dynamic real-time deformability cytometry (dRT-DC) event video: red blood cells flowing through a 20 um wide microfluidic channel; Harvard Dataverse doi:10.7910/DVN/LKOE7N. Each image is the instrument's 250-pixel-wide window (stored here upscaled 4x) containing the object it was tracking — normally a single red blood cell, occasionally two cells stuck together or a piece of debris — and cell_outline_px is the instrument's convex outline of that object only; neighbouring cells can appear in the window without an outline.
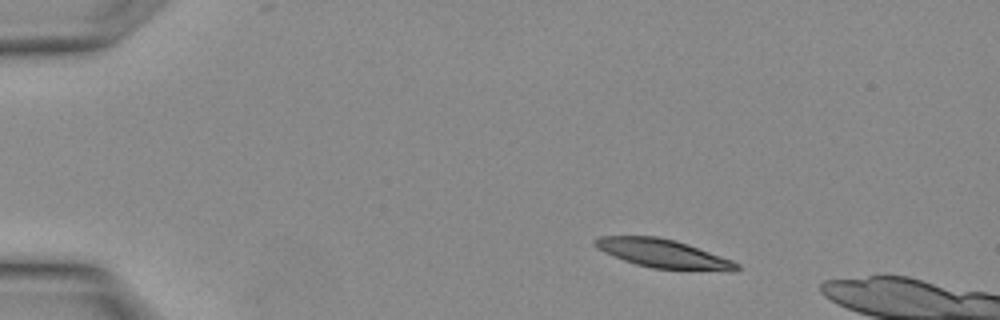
{"species": "Egyptian fruit bat (a non-hibernating species)", "species_latin": "Rousettus aegyptiacus", "temperature_condition": "warm", "stored_images_in_passage": 28, "camera_frame_rate_fps": 3000, "um_per_image_px": 0.085, "animal": {"sex": "female"}, "frame": {"image": 1, "passage_image": 4, "time_ms": 1.0, "image_size_px": [1000, 320], "cell_outline_px": [[740, 268], [736, 272], [728, 272], [652, 268], [636, 264], [624, 260], [604, 252], [596, 248], [592, 244], [592, 240], [600, 236], [656, 236], [676, 240], [688, 244], [732, 260], [740, 264]], "centroid_in_image_um": [56.4, 21.57], "position_along_channel_um": 28.6, "area_um2": 23.93}}
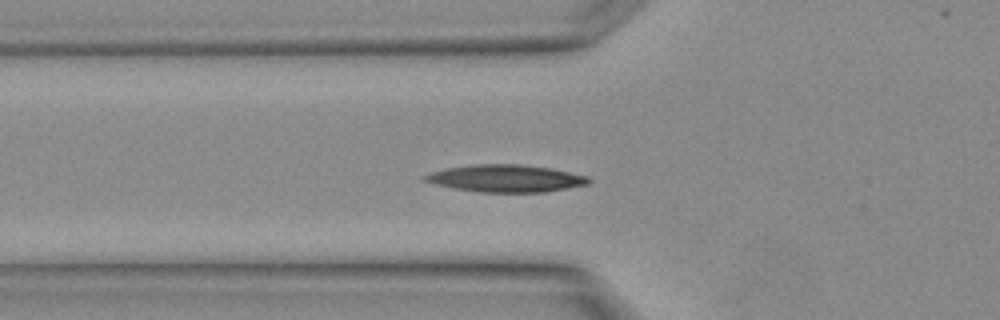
{"frame": {"image": 2, "passage_image": 10, "time_ms": 3.0, "image_size_px": [1000, 320], "cell_outline_px": [[592, 184], [544, 192], [476, 192], [452, 188], [420, 180], [424, 176], [432, 172], [448, 168], [472, 164], [520, 164], [548, 168], [588, 176], [592, 180]], "centroid_in_image_um": [43.0, 15.17], "position_along_channel_um": 82.8, "area_um2": 26.07}}
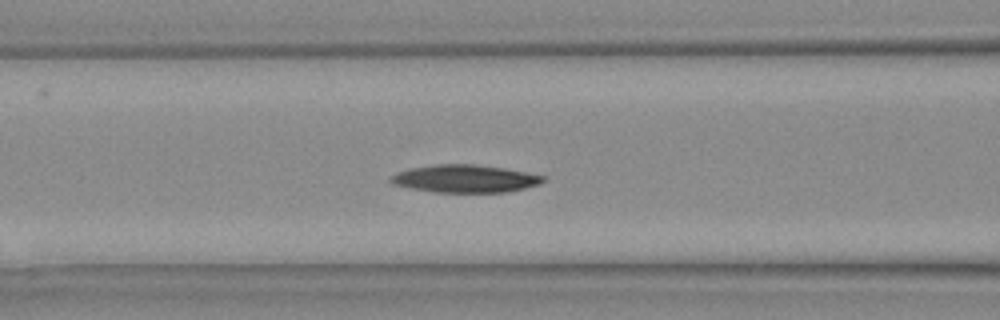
{"frame": {"image": 3, "passage_image": 12, "time_ms": 3.667, "image_size_px": [1000, 320], "cell_outline_px": [[544, 180], [540, 184], [508, 192], [432, 192], [408, 188], [392, 184], [388, 180], [388, 176], [396, 172], [412, 168], [436, 164], [476, 164], [504, 168], [544, 176]], "centroid_in_image_um": [39.45, 15.19], "position_along_channel_um": 127.1, "area_um2": 24.68}}